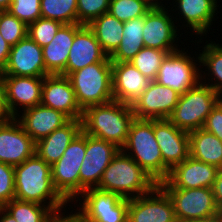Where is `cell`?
<instances>
[{"mask_svg": "<svg viewBox=\"0 0 222 222\" xmlns=\"http://www.w3.org/2000/svg\"><path fill=\"white\" fill-rule=\"evenodd\" d=\"M14 173V199L35 202L44 206L48 203L47 206L56 214L62 213V208H65L64 206L68 203L53 186L51 165L35 153L20 165L14 166ZM47 200L48 202H45Z\"/></svg>", "mask_w": 222, "mask_h": 222, "instance_id": "cell-1", "label": "cell"}, {"mask_svg": "<svg viewBox=\"0 0 222 222\" xmlns=\"http://www.w3.org/2000/svg\"><path fill=\"white\" fill-rule=\"evenodd\" d=\"M134 118L129 104L112 100L105 104L91 105L83 110L82 131L121 149L126 143Z\"/></svg>", "mask_w": 222, "mask_h": 222, "instance_id": "cell-2", "label": "cell"}, {"mask_svg": "<svg viewBox=\"0 0 222 222\" xmlns=\"http://www.w3.org/2000/svg\"><path fill=\"white\" fill-rule=\"evenodd\" d=\"M157 185L143 168L120 150L105 169L97 188L132 199L151 192Z\"/></svg>", "mask_w": 222, "mask_h": 222, "instance_id": "cell-3", "label": "cell"}, {"mask_svg": "<svg viewBox=\"0 0 222 222\" xmlns=\"http://www.w3.org/2000/svg\"><path fill=\"white\" fill-rule=\"evenodd\" d=\"M121 151L131 157L157 183L168 177L170 169L163 163L160 147L153 132V119L134 118Z\"/></svg>", "mask_w": 222, "mask_h": 222, "instance_id": "cell-4", "label": "cell"}, {"mask_svg": "<svg viewBox=\"0 0 222 222\" xmlns=\"http://www.w3.org/2000/svg\"><path fill=\"white\" fill-rule=\"evenodd\" d=\"M67 77L83 110L91 105L105 104L114 100L112 62H97L72 72Z\"/></svg>", "mask_w": 222, "mask_h": 222, "instance_id": "cell-5", "label": "cell"}, {"mask_svg": "<svg viewBox=\"0 0 222 222\" xmlns=\"http://www.w3.org/2000/svg\"><path fill=\"white\" fill-rule=\"evenodd\" d=\"M219 101L218 92L199 82L194 88L180 95L178 103L168 120L186 132L200 129Z\"/></svg>", "mask_w": 222, "mask_h": 222, "instance_id": "cell-6", "label": "cell"}, {"mask_svg": "<svg viewBox=\"0 0 222 222\" xmlns=\"http://www.w3.org/2000/svg\"><path fill=\"white\" fill-rule=\"evenodd\" d=\"M83 196V197H82ZM79 197L78 212H75L84 222H126L129 199L116 193L98 188L85 190Z\"/></svg>", "mask_w": 222, "mask_h": 222, "instance_id": "cell-7", "label": "cell"}, {"mask_svg": "<svg viewBox=\"0 0 222 222\" xmlns=\"http://www.w3.org/2000/svg\"><path fill=\"white\" fill-rule=\"evenodd\" d=\"M193 61L200 62L199 56L194 60L184 50L169 53L162 61L155 81L172 88L180 95L184 94L200 82L201 72Z\"/></svg>", "mask_w": 222, "mask_h": 222, "instance_id": "cell-8", "label": "cell"}, {"mask_svg": "<svg viewBox=\"0 0 222 222\" xmlns=\"http://www.w3.org/2000/svg\"><path fill=\"white\" fill-rule=\"evenodd\" d=\"M163 190L172 201L177 220L202 219L222 214L212 188Z\"/></svg>", "mask_w": 222, "mask_h": 222, "instance_id": "cell-9", "label": "cell"}, {"mask_svg": "<svg viewBox=\"0 0 222 222\" xmlns=\"http://www.w3.org/2000/svg\"><path fill=\"white\" fill-rule=\"evenodd\" d=\"M120 150L113 143L86 134V153L80 168V195L99 186L105 169Z\"/></svg>", "mask_w": 222, "mask_h": 222, "instance_id": "cell-10", "label": "cell"}, {"mask_svg": "<svg viewBox=\"0 0 222 222\" xmlns=\"http://www.w3.org/2000/svg\"><path fill=\"white\" fill-rule=\"evenodd\" d=\"M4 89V103L11 118L17 117L18 108L23 110L41 104L42 85L44 77L0 75Z\"/></svg>", "mask_w": 222, "mask_h": 222, "instance_id": "cell-11", "label": "cell"}, {"mask_svg": "<svg viewBox=\"0 0 222 222\" xmlns=\"http://www.w3.org/2000/svg\"><path fill=\"white\" fill-rule=\"evenodd\" d=\"M218 172V167L189 156L175 165L158 185L162 189L212 188Z\"/></svg>", "mask_w": 222, "mask_h": 222, "instance_id": "cell-12", "label": "cell"}, {"mask_svg": "<svg viewBox=\"0 0 222 222\" xmlns=\"http://www.w3.org/2000/svg\"><path fill=\"white\" fill-rule=\"evenodd\" d=\"M129 222H177L172 201L157 185L151 192L129 199Z\"/></svg>", "mask_w": 222, "mask_h": 222, "instance_id": "cell-13", "label": "cell"}, {"mask_svg": "<svg viewBox=\"0 0 222 222\" xmlns=\"http://www.w3.org/2000/svg\"><path fill=\"white\" fill-rule=\"evenodd\" d=\"M180 94L155 80L133 102L132 111L136 119H168L175 109Z\"/></svg>", "mask_w": 222, "mask_h": 222, "instance_id": "cell-14", "label": "cell"}, {"mask_svg": "<svg viewBox=\"0 0 222 222\" xmlns=\"http://www.w3.org/2000/svg\"><path fill=\"white\" fill-rule=\"evenodd\" d=\"M41 105L56 109L70 120H81L83 109L77 102L74 89L67 76L61 74L44 76Z\"/></svg>", "mask_w": 222, "mask_h": 222, "instance_id": "cell-15", "label": "cell"}, {"mask_svg": "<svg viewBox=\"0 0 222 222\" xmlns=\"http://www.w3.org/2000/svg\"><path fill=\"white\" fill-rule=\"evenodd\" d=\"M36 142L15 119L0 124V162L17 166L35 154Z\"/></svg>", "mask_w": 222, "mask_h": 222, "instance_id": "cell-16", "label": "cell"}, {"mask_svg": "<svg viewBox=\"0 0 222 222\" xmlns=\"http://www.w3.org/2000/svg\"><path fill=\"white\" fill-rule=\"evenodd\" d=\"M168 8H151L144 16L143 42L144 47L163 50L168 53L179 50L174 44L175 38H179L177 27L172 15L168 14ZM176 28V29H175ZM174 44V45H173Z\"/></svg>", "mask_w": 222, "mask_h": 222, "instance_id": "cell-17", "label": "cell"}, {"mask_svg": "<svg viewBox=\"0 0 222 222\" xmlns=\"http://www.w3.org/2000/svg\"><path fill=\"white\" fill-rule=\"evenodd\" d=\"M153 132L163 163L170 170L190 156L189 132L179 129L168 119H153Z\"/></svg>", "mask_w": 222, "mask_h": 222, "instance_id": "cell-18", "label": "cell"}, {"mask_svg": "<svg viewBox=\"0 0 222 222\" xmlns=\"http://www.w3.org/2000/svg\"><path fill=\"white\" fill-rule=\"evenodd\" d=\"M2 75L44 77L50 75L45 68L42 47L29 36L10 49L8 63Z\"/></svg>", "mask_w": 222, "mask_h": 222, "instance_id": "cell-19", "label": "cell"}, {"mask_svg": "<svg viewBox=\"0 0 222 222\" xmlns=\"http://www.w3.org/2000/svg\"><path fill=\"white\" fill-rule=\"evenodd\" d=\"M152 80L131 62H112V90L115 101L132 105Z\"/></svg>", "mask_w": 222, "mask_h": 222, "instance_id": "cell-20", "label": "cell"}, {"mask_svg": "<svg viewBox=\"0 0 222 222\" xmlns=\"http://www.w3.org/2000/svg\"><path fill=\"white\" fill-rule=\"evenodd\" d=\"M97 62H111L93 31L83 25L74 36L65 68V76Z\"/></svg>", "mask_w": 222, "mask_h": 222, "instance_id": "cell-21", "label": "cell"}, {"mask_svg": "<svg viewBox=\"0 0 222 222\" xmlns=\"http://www.w3.org/2000/svg\"><path fill=\"white\" fill-rule=\"evenodd\" d=\"M19 116L15 119L35 142L48 136L70 120L62 112L41 104L24 110L21 117Z\"/></svg>", "mask_w": 222, "mask_h": 222, "instance_id": "cell-22", "label": "cell"}, {"mask_svg": "<svg viewBox=\"0 0 222 222\" xmlns=\"http://www.w3.org/2000/svg\"><path fill=\"white\" fill-rule=\"evenodd\" d=\"M82 26V24L77 23L63 24L52 41L42 47L45 68L50 75L61 74L65 76L68 55L75 33Z\"/></svg>", "mask_w": 222, "mask_h": 222, "instance_id": "cell-23", "label": "cell"}, {"mask_svg": "<svg viewBox=\"0 0 222 222\" xmlns=\"http://www.w3.org/2000/svg\"><path fill=\"white\" fill-rule=\"evenodd\" d=\"M82 131L81 120H69L48 136L36 142L35 153L47 164L53 165L62 156L68 145Z\"/></svg>", "mask_w": 222, "mask_h": 222, "instance_id": "cell-24", "label": "cell"}, {"mask_svg": "<svg viewBox=\"0 0 222 222\" xmlns=\"http://www.w3.org/2000/svg\"><path fill=\"white\" fill-rule=\"evenodd\" d=\"M187 27L195 31L196 35H204L211 27L217 11V0H173ZM214 17V18H213ZM189 25V26H188Z\"/></svg>", "mask_w": 222, "mask_h": 222, "instance_id": "cell-25", "label": "cell"}, {"mask_svg": "<svg viewBox=\"0 0 222 222\" xmlns=\"http://www.w3.org/2000/svg\"><path fill=\"white\" fill-rule=\"evenodd\" d=\"M190 156L222 168V141L203 128L189 132Z\"/></svg>", "mask_w": 222, "mask_h": 222, "instance_id": "cell-26", "label": "cell"}, {"mask_svg": "<svg viewBox=\"0 0 222 222\" xmlns=\"http://www.w3.org/2000/svg\"><path fill=\"white\" fill-rule=\"evenodd\" d=\"M88 27L93 31L103 51L110 57L122 41L124 22L109 12L92 20Z\"/></svg>", "mask_w": 222, "mask_h": 222, "instance_id": "cell-27", "label": "cell"}, {"mask_svg": "<svg viewBox=\"0 0 222 222\" xmlns=\"http://www.w3.org/2000/svg\"><path fill=\"white\" fill-rule=\"evenodd\" d=\"M81 166L71 163H54L51 166L53 186L67 203L79 198Z\"/></svg>", "mask_w": 222, "mask_h": 222, "instance_id": "cell-28", "label": "cell"}, {"mask_svg": "<svg viewBox=\"0 0 222 222\" xmlns=\"http://www.w3.org/2000/svg\"><path fill=\"white\" fill-rule=\"evenodd\" d=\"M144 16L124 22L122 41L110 56L111 62H129L143 47Z\"/></svg>", "mask_w": 222, "mask_h": 222, "instance_id": "cell-29", "label": "cell"}, {"mask_svg": "<svg viewBox=\"0 0 222 222\" xmlns=\"http://www.w3.org/2000/svg\"><path fill=\"white\" fill-rule=\"evenodd\" d=\"M3 209L17 222H50L56 215L49 206L17 199H12Z\"/></svg>", "mask_w": 222, "mask_h": 222, "instance_id": "cell-30", "label": "cell"}, {"mask_svg": "<svg viewBox=\"0 0 222 222\" xmlns=\"http://www.w3.org/2000/svg\"><path fill=\"white\" fill-rule=\"evenodd\" d=\"M199 58V63H202L199 64V66L204 65L208 69L205 70L208 71L206 75L209 76V73H211V80L209 81V83L204 80L205 78L202 76V74H200V82L210 86L216 92H219L222 89V44L219 45L213 42L207 43L203 47L202 54H199ZM214 79L215 81L212 83L211 81H213ZM202 80H204L205 83Z\"/></svg>", "mask_w": 222, "mask_h": 222, "instance_id": "cell-31", "label": "cell"}, {"mask_svg": "<svg viewBox=\"0 0 222 222\" xmlns=\"http://www.w3.org/2000/svg\"><path fill=\"white\" fill-rule=\"evenodd\" d=\"M41 16L62 24L77 23V0H41Z\"/></svg>", "mask_w": 222, "mask_h": 222, "instance_id": "cell-32", "label": "cell"}, {"mask_svg": "<svg viewBox=\"0 0 222 222\" xmlns=\"http://www.w3.org/2000/svg\"><path fill=\"white\" fill-rule=\"evenodd\" d=\"M169 53L163 50L143 47L129 62H131L144 76L156 79L162 61Z\"/></svg>", "mask_w": 222, "mask_h": 222, "instance_id": "cell-33", "label": "cell"}, {"mask_svg": "<svg viewBox=\"0 0 222 222\" xmlns=\"http://www.w3.org/2000/svg\"><path fill=\"white\" fill-rule=\"evenodd\" d=\"M151 8L143 0H110L108 12L119 21L126 22L145 16Z\"/></svg>", "mask_w": 222, "mask_h": 222, "instance_id": "cell-34", "label": "cell"}, {"mask_svg": "<svg viewBox=\"0 0 222 222\" xmlns=\"http://www.w3.org/2000/svg\"><path fill=\"white\" fill-rule=\"evenodd\" d=\"M0 34L12 47L28 36V25L8 11H0Z\"/></svg>", "mask_w": 222, "mask_h": 222, "instance_id": "cell-35", "label": "cell"}, {"mask_svg": "<svg viewBox=\"0 0 222 222\" xmlns=\"http://www.w3.org/2000/svg\"><path fill=\"white\" fill-rule=\"evenodd\" d=\"M62 25L58 21L40 17L28 25V36L40 47H44L52 41Z\"/></svg>", "mask_w": 222, "mask_h": 222, "instance_id": "cell-36", "label": "cell"}, {"mask_svg": "<svg viewBox=\"0 0 222 222\" xmlns=\"http://www.w3.org/2000/svg\"><path fill=\"white\" fill-rule=\"evenodd\" d=\"M110 0H77V24L88 25L109 11Z\"/></svg>", "mask_w": 222, "mask_h": 222, "instance_id": "cell-37", "label": "cell"}, {"mask_svg": "<svg viewBox=\"0 0 222 222\" xmlns=\"http://www.w3.org/2000/svg\"><path fill=\"white\" fill-rule=\"evenodd\" d=\"M40 2L41 0H12L7 11L29 25L42 17Z\"/></svg>", "mask_w": 222, "mask_h": 222, "instance_id": "cell-38", "label": "cell"}, {"mask_svg": "<svg viewBox=\"0 0 222 222\" xmlns=\"http://www.w3.org/2000/svg\"><path fill=\"white\" fill-rule=\"evenodd\" d=\"M15 197L14 166L0 162V208Z\"/></svg>", "mask_w": 222, "mask_h": 222, "instance_id": "cell-39", "label": "cell"}, {"mask_svg": "<svg viewBox=\"0 0 222 222\" xmlns=\"http://www.w3.org/2000/svg\"><path fill=\"white\" fill-rule=\"evenodd\" d=\"M86 153V134L81 131L56 163L82 164Z\"/></svg>", "mask_w": 222, "mask_h": 222, "instance_id": "cell-40", "label": "cell"}, {"mask_svg": "<svg viewBox=\"0 0 222 222\" xmlns=\"http://www.w3.org/2000/svg\"><path fill=\"white\" fill-rule=\"evenodd\" d=\"M204 130L214 134L222 141V101L220 100L207 116L204 125Z\"/></svg>", "mask_w": 222, "mask_h": 222, "instance_id": "cell-41", "label": "cell"}, {"mask_svg": "<svg viewBox=\"0 0 222 222\" xmlns=\"http://www.w3.org/2000/svg\"><path fill=\"white\" fill-rule=\"evenodd\" d=\"M11 46L7 43L6 40L0 34V75L4 73L6 69L8 58L10 54Z\"/></svg>", "mask_w": 222, "mask_h": 222, "instance_id": "cell-42", "label": "cell"}, {"mask_svg": "<svg viewBox=\"0 0 222 222\" xmlns=\"http://www.w3.org/2000/svg\"><path fill=\"white\" fill-rule=\"evenodd\" d=\"M212 190L218 208L222 212V168L219 169L217 177L213 183Z\"/></svg>", "mask_w": 222, "mask_h": 222, "instance_id": "cell-43", "label": "cell"}, {"mask_svg": "<svg viewBox=\"0 0 222 222\" xmlns=\"http://www.w3.org/2000/svg\"><path fill=\"white\" fill-rule=\"evenodd\" d=\"M64 213H57L52 219L51 222H84L76 213L66 214V217L63 216Z\"/></svg>", "mask_w": 222, "mask_h": 222, "instance_id": "cell-44", "label": "cell"}, {"mask_svg": "<svg viewBox=\"0 0 222 222\" xmlns=\"http://www.w3.org/2000/svg\"><path fill=\"white\" fill-rule=\"evenodd\" d=\"M10 118L4 103V89L0 82V124L8 121Z\"/></svg>", "mask_w": 222, "mask_h": 222, "instance_id": "cell-45", "label": "cell"}, {"mask_svg": "<svg viewBox=\"0 0 222 222\" xmlns=\"http://www.w3.org/2000/svg\"><path fill=\"white\" fill-rule=\"evenodd\" d=\"M177 222H219V214L202 219H191V220H177Z\"/></svg>", "mask_w": 222, "mask_h": 222, "instance_id": "cell-46", "label": "cell"}, {"mask_svg": "<svg viewBox=\"0 0 222 222\" xmlns=\"http://www.w3.org/2000/svg\"><path fill=\"white\" fill-rule=\"evenodd\" d=\"M0 222H17L10 214L3 208H0Z\"/></svg>", "mask_w": 222, "mask_h": 222, "instance_id": "cell-47", "label": "cell"}, {"mask_svg": "<svg viewBox=\"0 0 222 222\" xmlns=\"http://www.w3.org/2000/svg\"><path fill=\"white\" fill-rule=\"evenodd\" d=\"M152 8H163L164 4H161L160 0H143Z\"/></svg>", "mask_w": 222, "mask_h": 222, "instance_id": "cell-48", "label": "cell"}, {"mask_svg": "<svg viewBox=\"0 0 222 222\" xmlns=\"http://www.w3.org/2000/svg\"><path fill=\"white\" fill-rule=\"evenodd\" d=\"M12 0H0V11H7Z\"/></svg>", "mask_w": 222, "mask_h": 222, "instance_id": "cell-49", "label": "cell"}, {"mask_svg": "<svg viewBox=\"0 0 222 222\" xmlns=\"http://www.w3.org/2000/svg\"><path fill=\"white\" fill-rule=\"evenodd\" d=\"M219 96H220V100L222 101V89L218 92Z\"/></svg>", "mask_w": 222, "mask_h": 222, "instance_id": "cell-50", "label": "cell"}, {"mask_svg": "<svg viewBox=\"0 0 222 222\" xmlns=\"http://www.w3.org/2000/svg\"><path fill=\"white\" fill-rule=\"evenodd\" d=\"M219 222H222V214H219Z\"/></svg>", "mask_w": 222, "mask_h": 222, "instance_id": "cell-51", "label": "cell"}]
</instances>
